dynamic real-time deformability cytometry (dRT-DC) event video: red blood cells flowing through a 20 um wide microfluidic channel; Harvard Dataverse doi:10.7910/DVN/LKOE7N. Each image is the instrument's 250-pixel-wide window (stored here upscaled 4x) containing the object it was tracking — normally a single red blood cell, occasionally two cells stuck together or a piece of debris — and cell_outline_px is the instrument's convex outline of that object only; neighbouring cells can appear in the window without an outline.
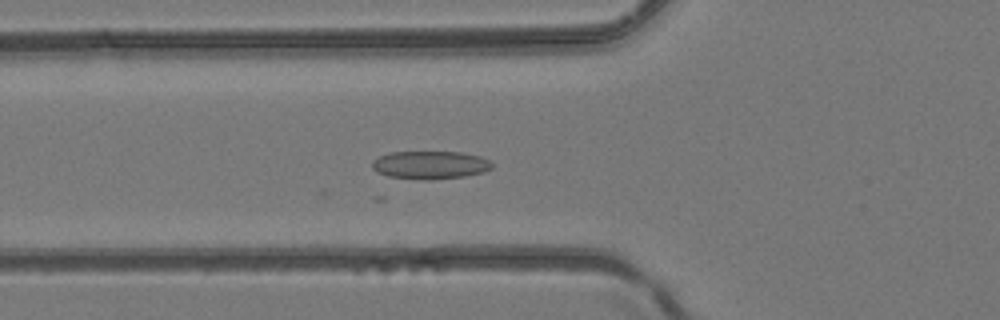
{"species": "common noctule bat (a hibernating species)", "species_latin": "Nyctalus noctula", "temperature_condition": "room temperature", "stored_images_in_passage": 20, "camera_frame_rate_fps": 3000, "um_per_image_px": 0.085, "animal": {"sex": "female", "body_mass_g": 24.6, "forearm_length_mm": 56.2}, "frame": {"image": 1, "passage_image": 4, "time_ms": 1.0, "image_size_px": [1000, 320], "cell_outline_px": [[492, 168], [484, 172], [464, 176], [432, 180], [424, 180], [388, 176], [376, 172], [372, 168], [372, 160], [380, 156], [392, 152], [460, 152], [480, 156], [488, 160], [492, 164]], "centroid_in_image_um": [36.55, 14.03], "position_along_channel_um": 89.2, "area_um2": 19.59}}
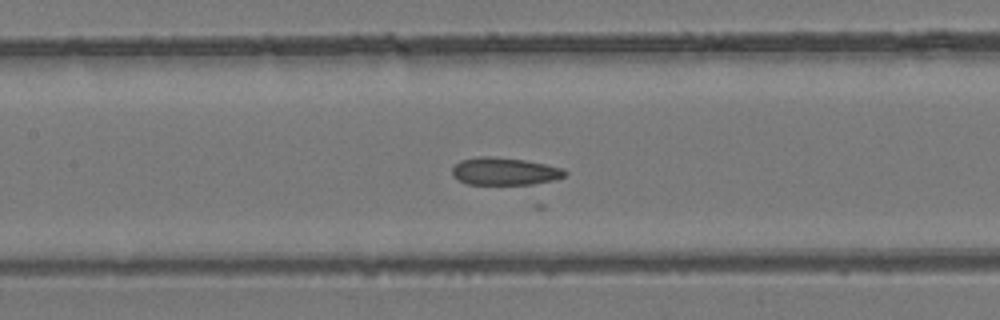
{"frame": {"image": 2, "passage_image": 9, "time_ms": 2.667, "image_size_px": [1000, 320], "cell_outline_px": [[568, 172], [564, 176], [552, 180], [532, 184], [468, 184], [452, 176], [452, 168], [460, 160], [476, 156], [488, 156], [524, 160], [564, 168]], "centroid_in_image_um": [42.87, 14.55], "position_along_channel_um": 164.5, "area_um2": 17.98}}
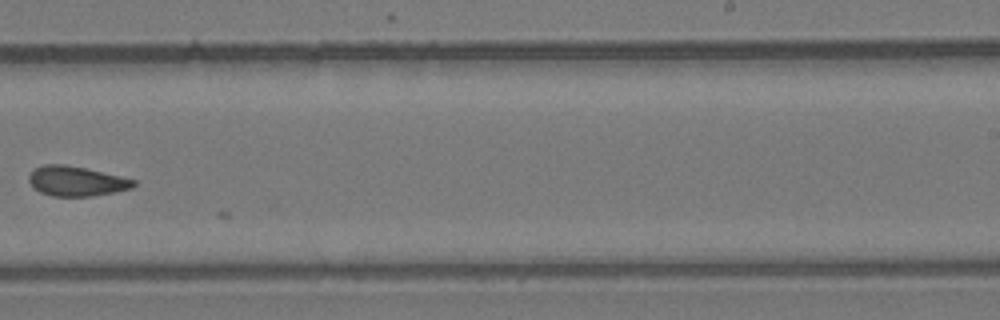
{"frame": {"image": 3, "passage_image": 17, "time_ms": 5.333, "image_size_px": [1000, 320], "cell_outline_px": [[136, 184], [132, 188], [92, 196], [52, 196], [40, 192], [28, 180], [28, 176], [36, 168], [44, 164], [64, 164], [84, 168], [120, 176], [136, 180]], "centroid_in_image_um": [6.49, 15.39], "position_along_channel_um": 282.5, "area_um2": 17.92}}